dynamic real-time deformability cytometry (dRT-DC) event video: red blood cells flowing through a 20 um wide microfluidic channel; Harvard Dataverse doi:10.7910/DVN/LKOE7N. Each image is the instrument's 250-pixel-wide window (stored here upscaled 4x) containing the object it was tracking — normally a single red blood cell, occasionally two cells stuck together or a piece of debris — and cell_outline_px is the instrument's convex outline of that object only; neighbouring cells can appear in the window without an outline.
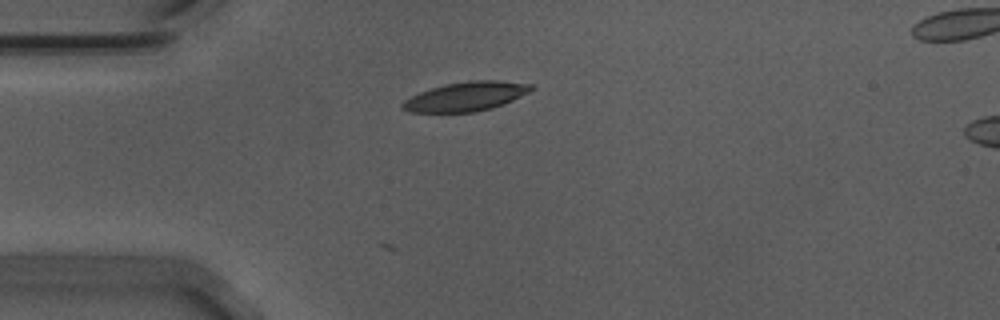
{"species": "Egyptian fruit bat (a non-hibernating species)", "species_latin": "Rousettus aegyptiacus", "temperature_condition": "warm", "stored_images_in_passage": 2, "camera_frame_rate_fps": 3000, "um_per_image_px": 0.085, "animal": {"sex": "male"}, "frame": {"image": 1, "passage_image": 2, "time_ms": 0.333, "image_size_px": [1000, 320], "cell_outline_px": [[536, 88], [504, 104], [492, 108], [472, 112], [408, 112], [400, 104], [404, 100], [420, 92], [444, 84], [468, 80], [496, 80], [532, 84]], "centroid_in_image_um": [39.62, 8.19], "position_along_channel_um": 45.4, "area_um2": 21.79}}